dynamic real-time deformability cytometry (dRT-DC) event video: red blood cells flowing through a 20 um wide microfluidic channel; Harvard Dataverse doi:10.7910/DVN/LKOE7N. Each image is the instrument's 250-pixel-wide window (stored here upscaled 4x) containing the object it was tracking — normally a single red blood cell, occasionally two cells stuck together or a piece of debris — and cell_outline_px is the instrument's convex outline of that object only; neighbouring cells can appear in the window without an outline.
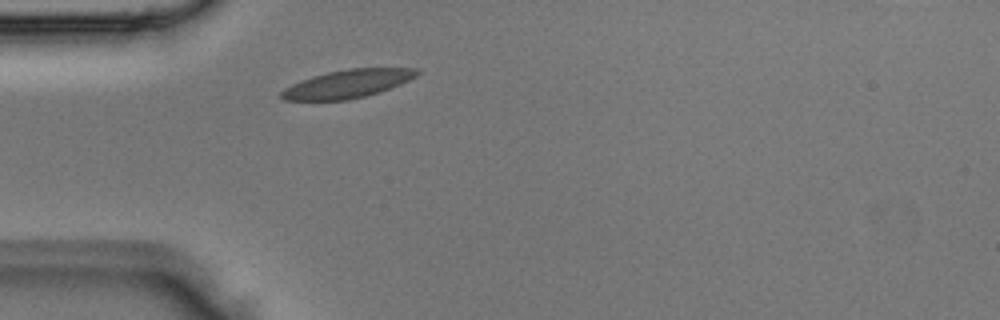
{"species": "Egyptian fruit bat (a non-hibernating species)", "species_latin": "Rousettus aegyptiacus", "temperature_condition": "room temperature", "stored_images_in_passage": 1, "camera_frame_rate_fps": 3000, "um_per_image_px": 0.085, "animal": {"sex": "male"}, "frame": {"image": 1, "passage_image": 1, "time_ms": 0.0, "image_size_px": [1000, 320], "cell_outline_px": [[420, 72], [416, 76], [400, 84], [380, 92], [348, 100], [284, 100], [280, 96], [280, 92], [284, 88], [300, 80], [312, 76], [328, 72], [348, 68], [416, 68]], "centroid_in_image_um": [29.52, 7.12], "position_along_channel_um": 55.5, "area_um2": 22.2}}